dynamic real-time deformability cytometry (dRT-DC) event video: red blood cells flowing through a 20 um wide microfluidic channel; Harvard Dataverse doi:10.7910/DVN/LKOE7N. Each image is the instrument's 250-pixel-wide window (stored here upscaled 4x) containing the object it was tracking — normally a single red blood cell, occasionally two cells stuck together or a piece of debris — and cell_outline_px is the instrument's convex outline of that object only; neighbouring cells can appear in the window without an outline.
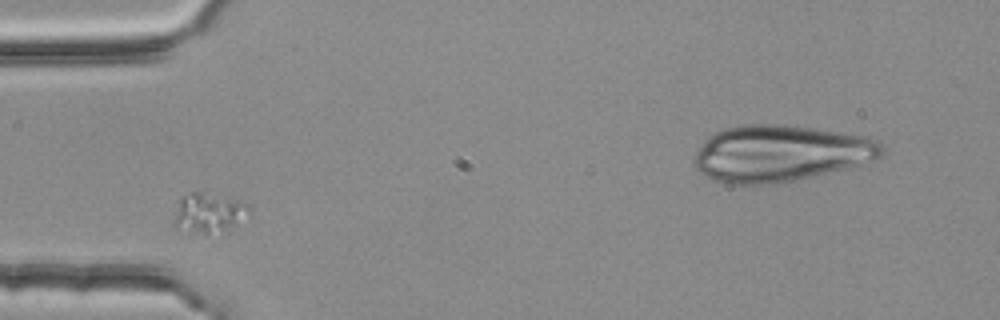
{"species": "common noctule bat (a hibernating species)", "species_latin": "Nyctalus noctula", "temperature_condition": "room temperature", "stored_images_in_passage": 2, "camera_frame_rate_fps": 3000, "um_per_image_px": 0.085, "animal": {"sex": "female", "body_mass_g": 25.1}, "frame": {"image": 1, "passage_image": 1, "time_ms": 0.0, "image_size_px": [1000, 320], "cell_outline_px": [[252, 208], [228, 232], [192, 240], [176, 228], [172, 224], [180, 196], [188, 192], [200, 192], [240, 200], [248, 204]], "centroid_in_image_um": [17.65, 18.23], "position_along_channel_um": 67.3, "area_um2": 18.84}}